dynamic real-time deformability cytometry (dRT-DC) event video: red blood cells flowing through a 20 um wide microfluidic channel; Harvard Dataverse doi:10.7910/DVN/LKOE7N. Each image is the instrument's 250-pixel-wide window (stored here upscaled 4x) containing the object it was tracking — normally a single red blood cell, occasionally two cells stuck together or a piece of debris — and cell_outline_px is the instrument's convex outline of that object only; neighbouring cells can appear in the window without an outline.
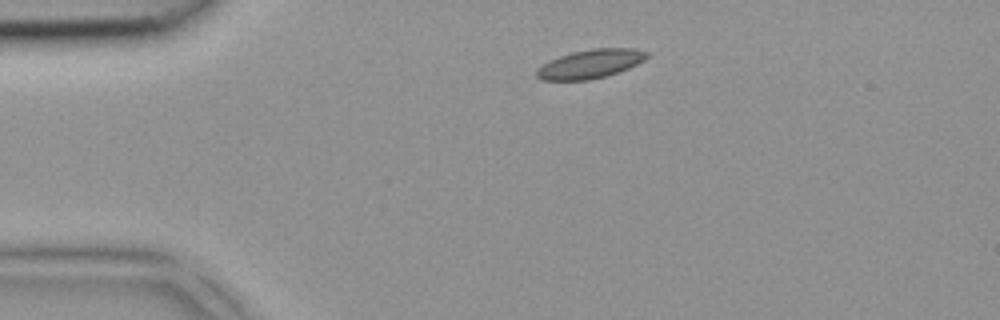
{"species": "common noctule bat (a hibernating species)", "species_latin": "Nyctalus noctula", "temperature_condition": "room temperature", "stored_images_in_passage": 2, "camera_frame_rate_fps": 3000, "um_per_image_px": 0.085, "animal": {"sex": "female", "body_mass_g": 18.4}, "frame": {"image": 1, "passage_image": 1, "time_ms": 0.0, "image_size_px": [1000, 320], "cell_outline_px": [[648, 56], [644, 60], [628, 68], [604, 76], [588, 80], [540, 80], [536, 76], [536, 72], [544, 64], [560, 56], [572, 52], [592, 48], [632, 48], [648, 52]], "centroid_in_image_um": [50.19, 5.42], "position_along_channel_um": 34.8, "area_um2": 18.15}}